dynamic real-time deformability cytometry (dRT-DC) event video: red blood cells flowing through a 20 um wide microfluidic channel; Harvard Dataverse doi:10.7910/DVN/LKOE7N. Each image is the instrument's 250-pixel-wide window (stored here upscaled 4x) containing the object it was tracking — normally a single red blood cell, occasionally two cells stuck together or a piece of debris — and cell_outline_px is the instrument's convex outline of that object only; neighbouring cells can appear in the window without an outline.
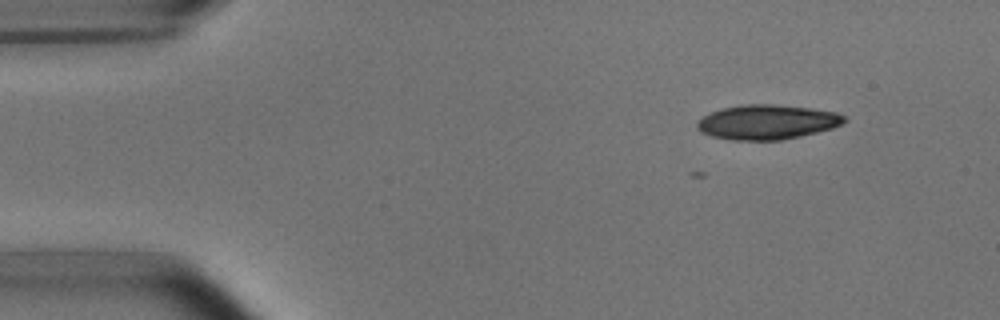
{"species": "common noctule bat (a hibernating species)", "species_latin": "Nyctalus noctula", "temperature_condition": "room temperature", "stored_images_in_passage": 4, "camera_frame_rate_fps": 3000, "um_per_image_px": 0.085, "animal": {"sex": "male", "body_mass_g": 15.6}, "frame": {"image": 1, "passage_image": 1, "time_ms": 0.0, "image_size_px": [1000, 320], "cell_outline_px": [[848, 120], [844, 124], [832, 128], [800, 136], [780, 140], [728, 140], [712, 136], [696, 128], [696, 124], [704, 116], [720, 108], [744, 104], [772, 104], [808, 108], [836, 112], [848, 116]], "centroid_in_image_um": [65.24, 10.37], "position_along_channel_um": 19.8, "area_um2": 29.71}}